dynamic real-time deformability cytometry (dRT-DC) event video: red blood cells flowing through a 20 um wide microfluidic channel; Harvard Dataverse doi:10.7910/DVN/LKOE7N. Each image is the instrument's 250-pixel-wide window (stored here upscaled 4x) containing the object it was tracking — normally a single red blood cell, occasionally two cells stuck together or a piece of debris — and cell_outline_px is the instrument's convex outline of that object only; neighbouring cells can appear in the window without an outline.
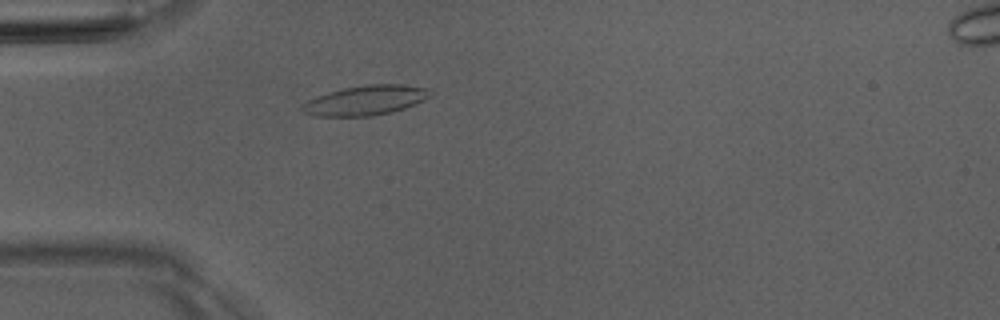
{"species": "Egyptian fruit bat (a non-hibernating species)", "species_latin": "Rousettus aegyptiacus", "temperature_condition": "room temperature", "stored_images_in_passage": 4, "camera_frame_rate_fps": 3000, "um_per_image_px": 0.085, "animal": {"sex": "male"}, "frame": {"image": 1, "passage_image": 4, "time_ms": 3.333, "image_size_px": [1000, 320], "cell_outline_px": [[432, 96], [424, 100], [404, 108], [392, 112], [372, 116], [316, 116], [304, 112], [300, 108], [300, 104], [316, 96], [328, 92], [344, 88], [368, 84], [404, 84], [432, 88]], "centroid_in_image_um": [31.11, 8.52], "position_along_channel_um": 53.9, "area_um2": 22.43}}